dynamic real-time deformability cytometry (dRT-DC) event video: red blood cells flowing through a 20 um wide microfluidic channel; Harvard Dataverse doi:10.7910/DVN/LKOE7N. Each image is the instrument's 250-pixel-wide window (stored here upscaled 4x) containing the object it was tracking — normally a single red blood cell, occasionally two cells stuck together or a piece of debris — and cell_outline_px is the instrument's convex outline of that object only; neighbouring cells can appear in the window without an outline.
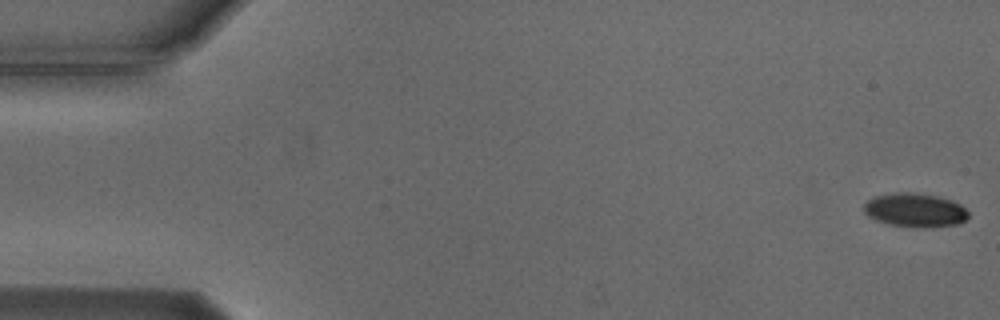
{"species": "Egyptian fruit bat (a non-hibernating species)", "species_latin": "Rousettus aegyptiacus", "temperature_condition": "cold", "stored_images_in_passage": 56, "camera_frame_rate_fps": 3000, "um_per_image_px": 0.085, "animal": {"sex": "male"}, "frame": {"image": 1, "passage_image": 1, "time_ms": 0.0, "image_size_px": [1000, 320], "cell_outline_px": [[968, 216], [960, 224], [924, 228], [920, 228], [888, 224], [876, 220], [868, 216], [864, 212], [864, 204], [868, 200], [876, 196], [896, 192], [908, 192], [936, 196], [952, 200], [960, 204], [968, 212]], "centroid_in_image_um": [77.78, 17.87], "position_along_channel_um": 7.2, "area_um2": 20.58}}
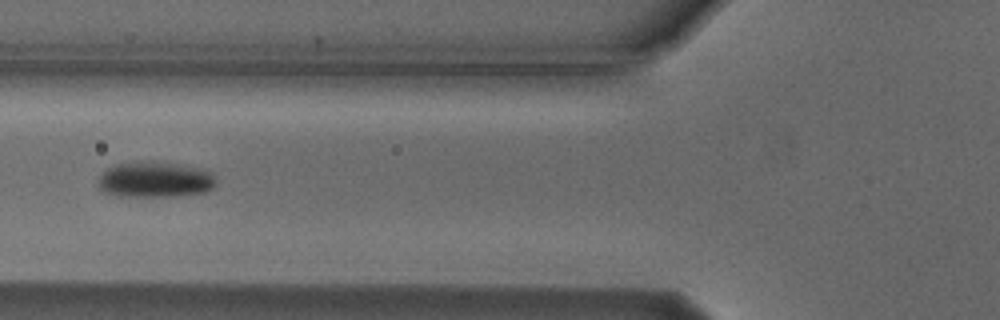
{"frame": {"image": 2, "passage_image": 21, "time_ms": 6.667, "image_size_px": [1000, 320], "cell_outline_px": [[216, 184], [212, 188], [204, 192], [180, 196], [120, 196], [104, 192], [100, 188], [100, 176], [108, 168], [116, 164], [148, 160], [152, 160], [180, 164], [212, 172], [216, 180]], "centroid_in_image_um": [13.21, 15.26], "position_along_channel_um": 112.6, "area_um2": 24.57}}
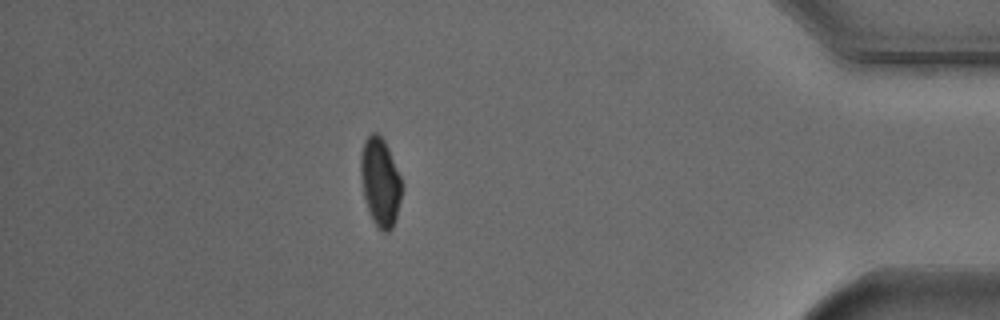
{"frame": {"image": 3, "passage_image": 48, "time_ms": 15.667, "image_size_px": [1000, 320], "cell_outline_px": [[404, 188], [396, 216], [392, 228], [388, 232], [384, 232], [372, 220], [364, 196], [360, 176], [360, 156], [364, 140], [372, 132], [376, 132], [384, 140], [388, 148], [404, 184]], "centroid_in_image_um": [32.33, 15.45], "position_along_channel_um": 402.9, "area_um2": 21.27}, "authors_computed_cell_mechanics": {"area_um2": 21.6172, "velocity_mm_per_s": 3.7437, "shape_relaxation_time_tau1_ms": 3.3041, "shape_relaxation_time_tau2_ms": null, "deformation_change_tau1": 0.1082, "deformation_change_tau2": null}}